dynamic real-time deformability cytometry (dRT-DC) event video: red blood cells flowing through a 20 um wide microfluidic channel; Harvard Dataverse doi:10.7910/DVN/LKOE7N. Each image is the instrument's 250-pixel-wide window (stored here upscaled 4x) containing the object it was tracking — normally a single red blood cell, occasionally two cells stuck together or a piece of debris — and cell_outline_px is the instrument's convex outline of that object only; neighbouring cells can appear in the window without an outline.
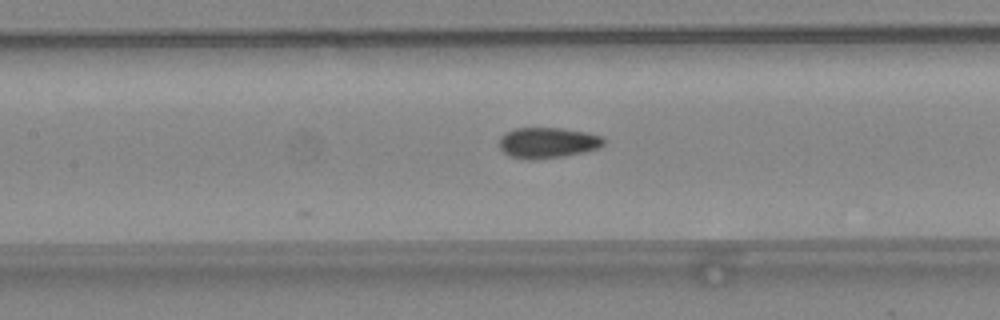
{"species": "common noctule bat (a hibernating species)", "species_latin": "Nyctalus noctula", "temperature_condition": "warm", "stored_images_in_passage": 18, "camera_frame_rate_fps": 3000, "um_per_image_px": 0.085, "animal": {"sex": "female", "body_mass_g": 24.6, "forearm_length_mm": 56.2}, "frame": {"image": 1, "passage_image": 7, "time_ms": 2.0, "image_size_px": [1000, 320], "cell_outline_px": [[604, 144], [596, 148], [584, 152], [564, 156], [536, 160], [528, 160], [512, 156], [504, 152], [500, 148], [500, 136], [504, 132], [516, 128], [560, 128], [588, 132], [604, 136]], "centroid_in_image_um": [46.55, 12.13], "position_along_channel_um": 160.8, "area_um2": 18.79}}
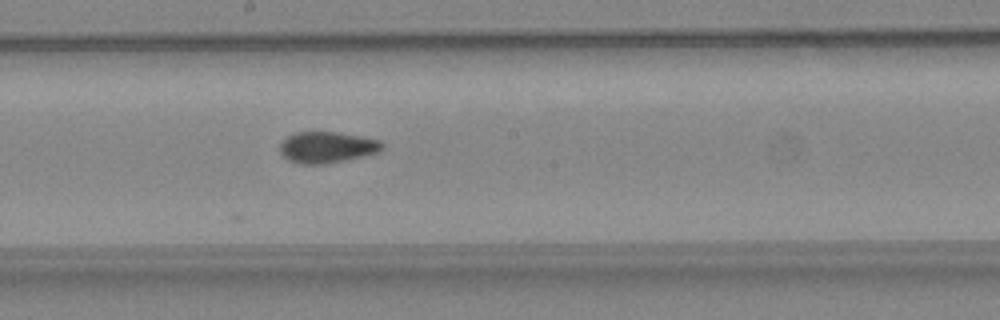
{"frame": {"image": 2, "passage_image": 11, "time_ms": 3.333, "image_size_px": [1000, 320], "cell_outline_px": [[384, 148], [380, 152], [364, 156], [324, 164], [300, 164], [288, 160], [280, 152], [280, 144], [288, 136], [296, 132], [336, 132], [360, 136], [380, 140], [384, 144]], "centroid_in_image_um": [27.82, 12.52], "position_along_channel_um": 220.4, "area_um2": 18.61}}
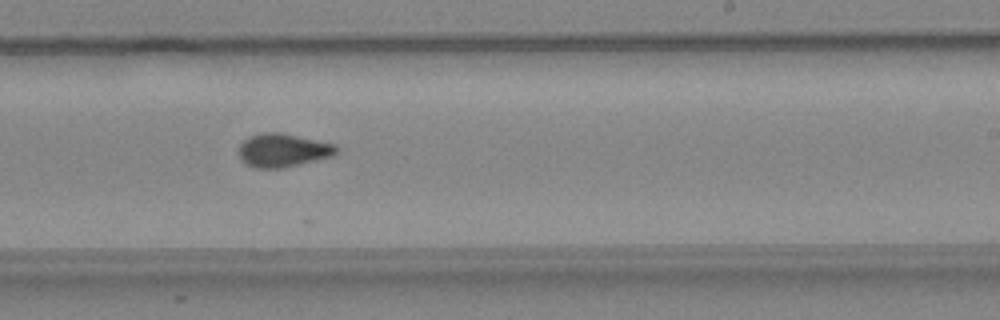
{"frame": {"image": 3, "passage_image": 14, "time_ms": 4.333, "image_size_px": [1000, 320], "cell_outline_px": [[340, 152], [332, 156], [300, 164], [280, 168], [256, 168], [244, 164], [240, 160], [236, 148], [248, 136], [260, 132], [280, 132], [336, 144], [340, 148]], "centroid_in_image_um": [24.02, 12.76], "position_along_channel_um": 265.0, "area_um2": 19.48}}